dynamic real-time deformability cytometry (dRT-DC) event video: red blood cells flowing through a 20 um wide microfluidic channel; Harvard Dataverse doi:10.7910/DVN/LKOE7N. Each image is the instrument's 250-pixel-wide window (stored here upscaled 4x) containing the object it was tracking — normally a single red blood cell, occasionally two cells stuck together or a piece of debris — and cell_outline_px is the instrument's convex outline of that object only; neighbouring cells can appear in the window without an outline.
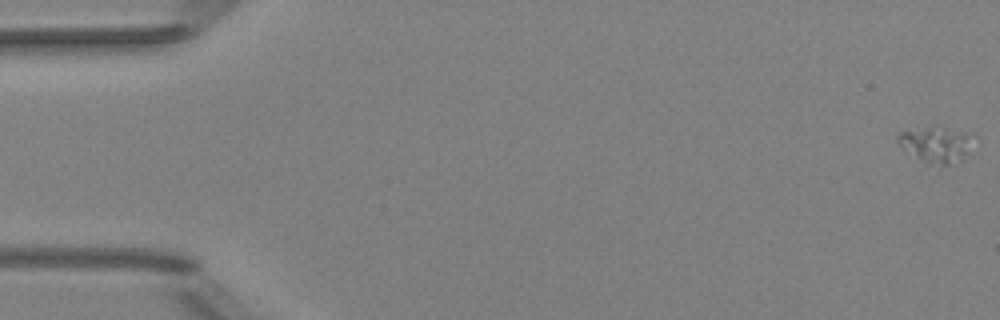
{"species": "Egyptian fruit bat (a non-hibernating species)", "species_latin": "Rousettus aegyptiacus", "temperature_condition": "room temperature", "stored_images_in_passage": 52, "camera_frame_rate_fps": 3000, "um_per_image_px": 0.085, "animal": {"sex": "female"}, "frame": {"image": 1, "passage_image": 1, "time_ms": 0.0, "image_size_px": [1000, 320], "cell_outline_px": [[980, 140], [960, 156], [948, 164], [928, 164], [900, 144], [896, 140], [896, 136], [900, 132], [940, 124], [976, 136]], "centroid_in_image_um": [79.64, 12.18], "position_along_channel_um": 5.4, "area_um2": 15.55}}
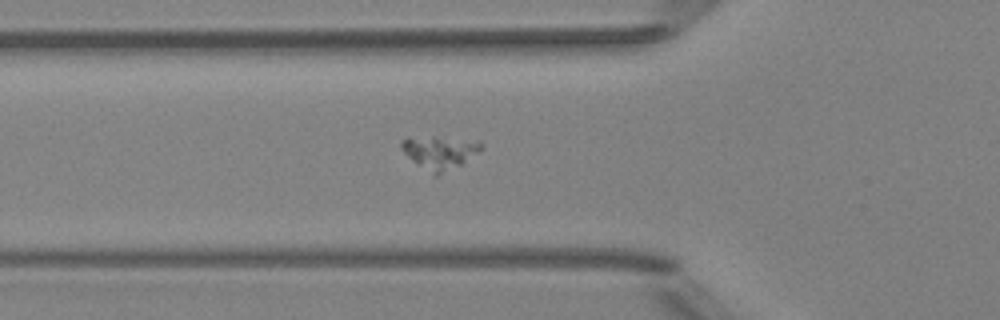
{"frame": {"image": 2, "passage_image": 19, "time_ms": 6.0, "image_size_px": [1000, 320], "cell_outline_px": [[484, 148], [480, 152], [460, 164], [436, 176], [432, 176], [412, 160], [400, 148], [400, 144], [408, 136], [432, 136], [480, 140], [484, 144]], "centroid_in_image_um": [37.39, 12.92], "position_along_channel_um": 88.4, "area_um2": 15.72}}
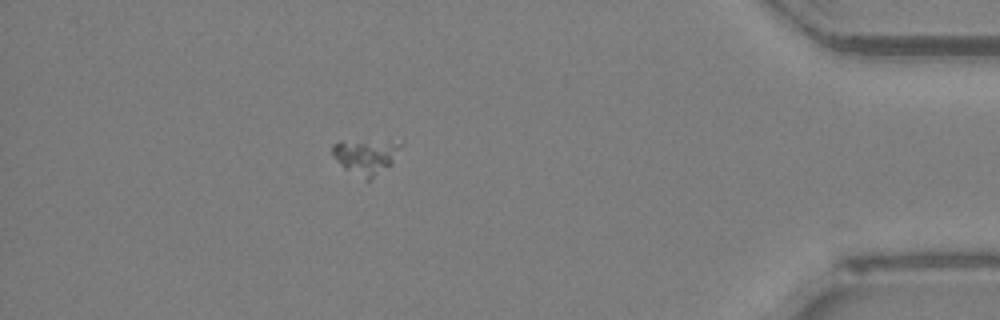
{"frame": {"image": 3, "passage_image": 46, "time_ms": 15.0, "image_size_px": [1000, 320], "cell_outline_px": [[404, 144], [392, 164], [368, 180], [364, 180], [344, 168], [332, 156], [332, 144], [340, 140], [404, 140]], "centroid_in_image_um": [31.14, 13.23], "position_along_channel_um": 404.1, "area_um2": 14.62}}